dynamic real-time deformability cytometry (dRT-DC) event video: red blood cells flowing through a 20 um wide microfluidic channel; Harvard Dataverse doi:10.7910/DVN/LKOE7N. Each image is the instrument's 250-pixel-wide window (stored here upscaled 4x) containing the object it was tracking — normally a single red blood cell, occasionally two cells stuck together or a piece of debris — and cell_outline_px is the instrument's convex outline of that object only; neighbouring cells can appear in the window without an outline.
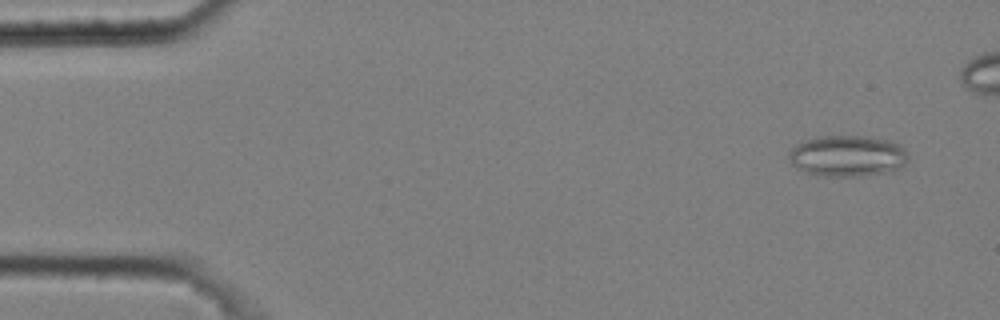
{"species": "common noctule bat (a hibernating species)", "species_latin": "Nyctalus noctula", "temperature_condition": "cold", "stored_images_in_passage": 14, "camera_frame_rate_fps": 3000, "um_per_image_px": 0.085, "animal": {"sex": "male", "body_mass_g": 20.4}, "frame": {"image": 1, "passage_image": 2, "time_ms": 0.333, "image_size_px": [1000, 320], "cell_outline_px": [[908, 160], [900, 168], [892, 172], [856, 176], [824, 176], [804, 172], [796, 168], [792, 164], [788, 156], [788, 152], [796, 144], [804, 140], [816, 136], [864, 136], [892, 140], [900, 144], [904, 148], [908, 156]], "centroid_in_image_um": [72.04, 13.25], "position_along_channel_um": 13.0, "area_um2": 29.02}}
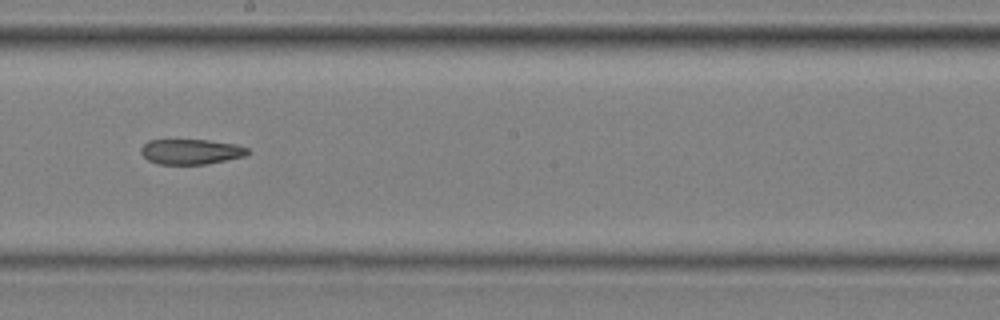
{"frame": {"image": 2, "passage_image": 9, "time_ms": 2.667, "image_size_px": [1000, 320], "cell_outline_px": [[252, 152], [244, 156], [208, 164], [160, 164], [148, 160], [140, 152], [140, 148], [148, 140], [208, 140], [236, 144], [248, 148]], "centroid_in_image_um": [16.25, 12.89], "position_along_channel_um": 231.9, "area_um2": 15.72}}
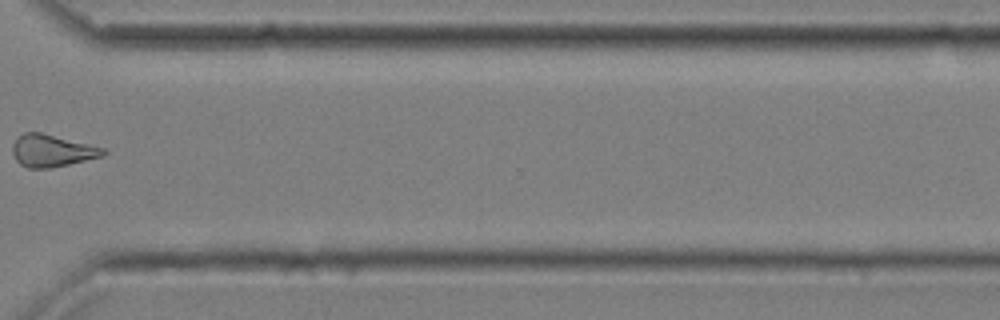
{"frame": {"image": 3, "passage_image": 12, "time_ms": 3.667, "image_size_px": [1000, 320], "cell_outline_px": [[108, 152], [104, 156], [52, 168], [28, 168], [20, 164], [16, 160], [12, 152], [12, 144], [16, 136], [24, 132], [40, 132], [104, 148]], "centroid_in_image_um": [4.39, 12.81], "position_along_channel_um": 366.2, "area_um2": 17.11}}